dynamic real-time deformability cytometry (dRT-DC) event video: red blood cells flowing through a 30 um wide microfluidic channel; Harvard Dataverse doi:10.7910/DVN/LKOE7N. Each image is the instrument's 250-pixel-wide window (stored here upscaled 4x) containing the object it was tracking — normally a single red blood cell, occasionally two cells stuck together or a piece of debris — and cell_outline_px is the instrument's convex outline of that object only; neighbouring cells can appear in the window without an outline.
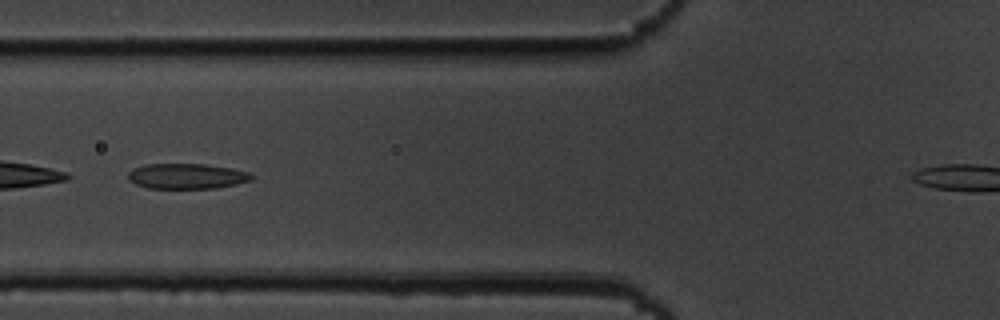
{"species": "common noctule bat (a hibernating species)", "species_latin": "Nyctalus noctula", "temperature_condition": "cold", "stored_images_in_passage": 34, "camera_frame_rate_fps": 3000, "um_per_image_px": 0.085, "animal": {"sex": "male", "body_mass_g": 19.5, "forearm_length_mm": 54.6}, "frame": {"image": 1, "passage_image": 6, "time_ms": 1.667, "image_size_px": [1000, 320], "cell_outline_px": [[252, 180], [236, 184], [216, 188], [148, 188], [136, 184], [128, 180], [128, 172], [132, 168], [144, 164], [204, 164], [232, 168], [248, 172], [252, 176]], "centroid_in_image_um": [15.84, 14.97], "position_along_channel_um": 110.0, "area_um2": 18.26}}
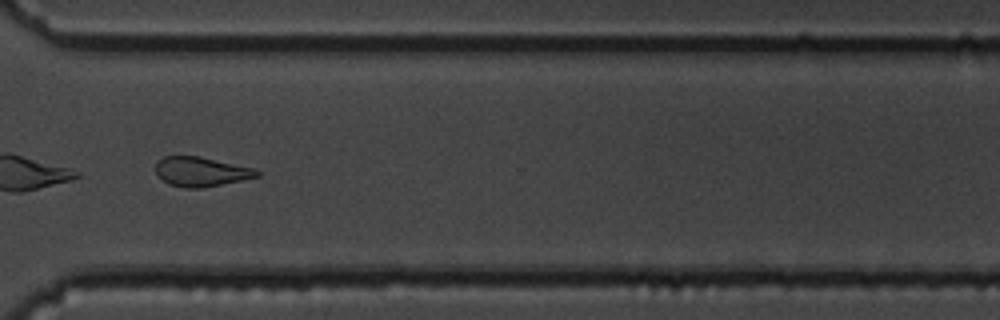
{"frame": {"image": 2, "passage_image": 26, "time_ms": 8.333, "image_size_px": [1000, 320], "cell_outline_px": [[260, 176], [244, 180], [204, 188], [184, 188], [168, 184], [156, 172], [156, 160], [164, 156], [200, 156], [256, 168], [260, 172]], "centroid_in_image_um": [17.13, 14.59], "position_along_channel_um": 353.5, "area_um2": 17.69}}
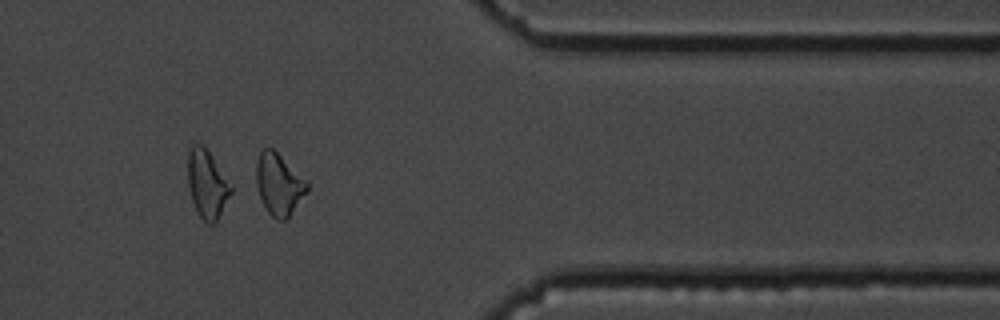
{"frame": {"image": 3, "passage_image": 30, "time_ms": 9.667, "image_size_px": [1000, 320], "cell_outline_px": [[308, 192], [288, 220], [276, 220], [268, 212], [260, 196], [256, 184], [256, 160], [260, 152], [264, 148], [272, 148], [308, 180]], "centroid_in_image_um": [23.74, 15.68], "position_along_channel_um": 387.7, "area_um2": 18.55}}